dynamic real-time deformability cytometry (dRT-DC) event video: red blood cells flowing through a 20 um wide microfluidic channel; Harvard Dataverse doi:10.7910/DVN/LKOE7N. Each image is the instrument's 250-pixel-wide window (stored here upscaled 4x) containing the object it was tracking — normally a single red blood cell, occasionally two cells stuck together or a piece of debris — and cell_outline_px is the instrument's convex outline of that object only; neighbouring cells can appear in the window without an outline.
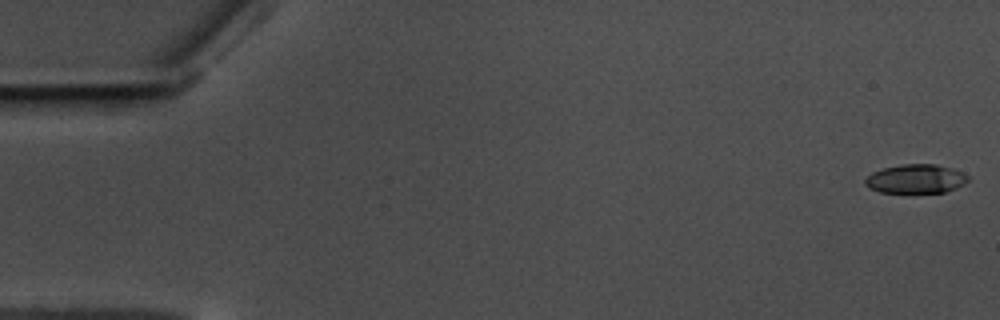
{"species": "common noctule bat (a hibernating species)", "species_latin": "Nyctalus noctula", "temperature_condition": "warm", "stored_images_in_passage": 17, "camera_frame_rate_fps": 3000, "um_per_image_px": 0.085, "animal": {"sex": "male", "body_mass_g": 17.5, "forearm_length_mm": 52.3}, "frame": {"image": 1, "passage_image": 1, "time_ms": 0.0, "image_size_px": [1000, 320], "cell_outline_px": [[968, 180], [964, 184], [956, 188], [944, 192], [880, 192], [868, 188], [864, 184], [864, 180], [872, 172], [884, 168], [904, 164], [936, 164], [952, 168], [964, 172], [968, 176]], "centroid_in_image_um": [77.85, 15.19], "position_along_channel_um": 7.2, "area_um2": 17.34}}